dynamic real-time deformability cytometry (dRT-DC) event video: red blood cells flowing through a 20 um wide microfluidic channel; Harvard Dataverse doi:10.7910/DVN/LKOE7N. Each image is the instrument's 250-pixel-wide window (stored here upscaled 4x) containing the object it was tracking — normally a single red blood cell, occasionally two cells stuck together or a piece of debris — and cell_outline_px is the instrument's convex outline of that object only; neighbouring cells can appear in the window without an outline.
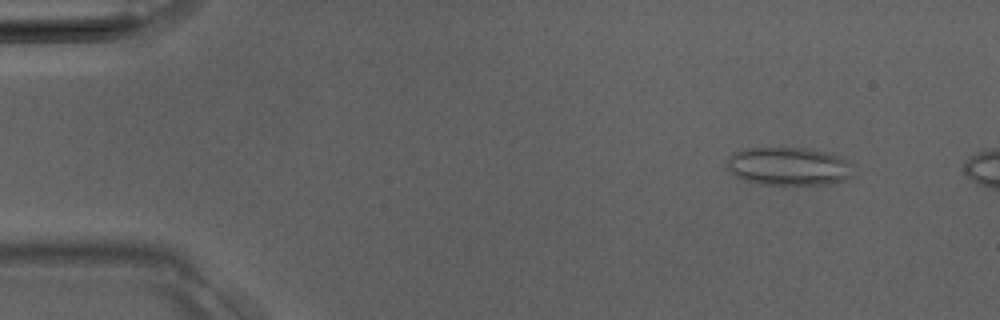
{"species": "Egyptian fruit bat (a non-hibernating species)", "species_latin": "Rousettus aegyptiacus", "temperature_condition": "room temperature", "stored_images_in_passage": 5, "camera_frame_rate_fps": 3000, "um_per_image_px": 0.085, "animal": {"sex": "male"}, "frame": {"image": 1, "passage_image": 1, "time_ms": 0.0, "image_size_px": [1000, 320], "cell_outline_px": [[852, 176], [844, 180], [828, 184], [760, 184], [744, 180], [736, 176], [728, 168], [728, 156], [744, 148], [808, 148], [824, 152], [848, 160], [852, 164]], "centroid_in_image_um": [67.04, 14.13], "position_along_channel_um": 18.0, "area_um2": 27.92}}